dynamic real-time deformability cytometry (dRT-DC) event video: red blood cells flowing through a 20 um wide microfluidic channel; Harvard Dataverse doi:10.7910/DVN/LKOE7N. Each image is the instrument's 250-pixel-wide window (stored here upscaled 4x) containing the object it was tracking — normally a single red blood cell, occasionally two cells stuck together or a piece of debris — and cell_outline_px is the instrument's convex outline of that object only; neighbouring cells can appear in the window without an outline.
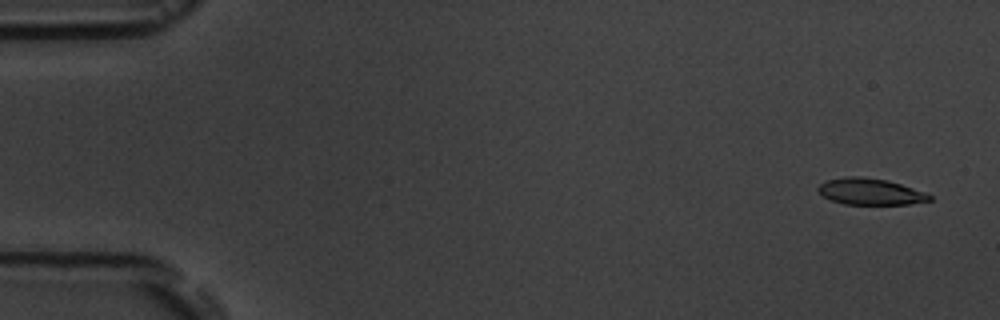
{"species": "common noctule bat (a hibernating species)", "species_latin": "Nyctalus noctula", "temperature_condition": "room temperature", "stored_images_in_passage": 13, "camera_frame_rate_fps": 3000, "um_per_image_px": 0.085, "animal": {"sex": "male", "body_mass_g": 19.5, "forearm_length_mm": 54.6}, "frame": {"image": 1, "passage_image": 1, "time_ms": 0.0, "image_size_px": [1000, 320], "cell_outline_px": [[932, 200], [908, 204], [844, 204], [832, 200], [824, 196], [816, 188], [824, 180], [848, 176], [860, 176], [888, 180], [924, 192], [932, 196]], "centroid_in_image_um": [73.95, 16.28], "position_along_channel_um": 11.0, "area_um2": 17.05}}
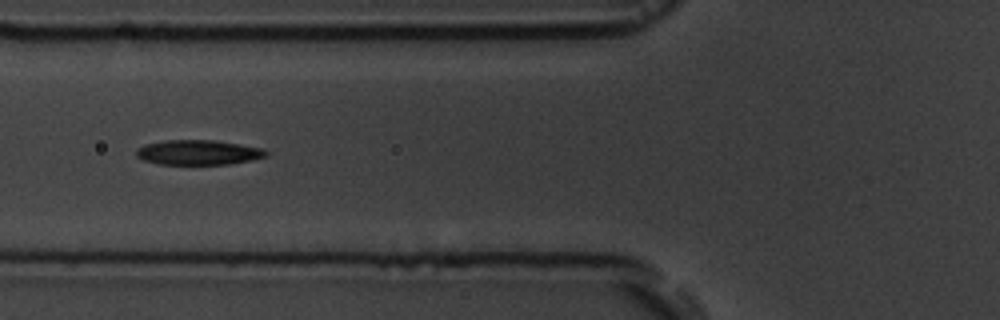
{"frame": {"image": 2, "passage_image": 6, "time_ms": 6.333, "image_size_px": [1000, 320], "cell_outline_px": [[268, 156], [252, 160], [228, 164], [160, 164], [144, 160], [136, 156], [136, 148], [144, 144], [164, 140], [212, 140], [240, 144], [264, 148], [268, 152]], "centroid_in_image_um": [16.86, 12.95], "position_along_channel_um": 108.9, "area_um2": 18.9}}
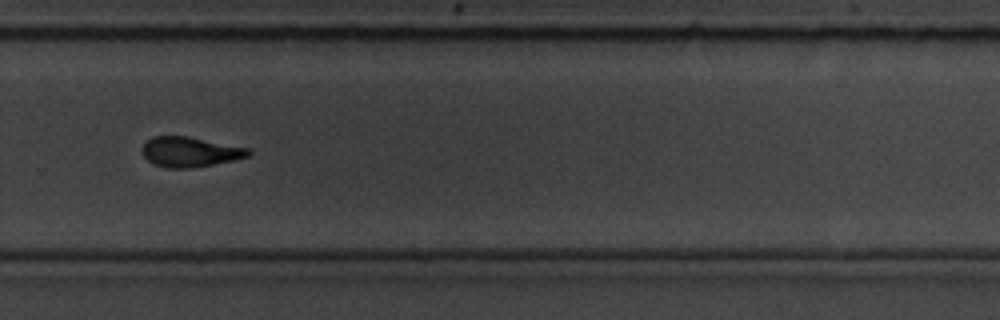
{"frame": {"image": 3, "passage_image": 11, "time_ms": 12.0, "image_size_px": [1000, 320], "cell_outline_px": [[252, 152], [248, 156], [232, 160], [192, 168], [168, 168], [156, 164], [148, 160], [144, 156], [144, 144], [152, 136], [188, 136], [248, 148]], "centroid_in_image_um": [16.16, 12.9], "position_along_channel_um": 313.6, "area_um2": 18.21}, "authors_computed_cell_mechanics": {"area_um2": 18.7272, "velocity_mm_per_s": 3.6205, "shape_relaxation_time_tau1_ms": 3.1687, "shape_relaxation_time_tau2_ms": 2.26, "deformation_change_tau1": 0.1415, "deformation_change_tau2": 0.0929}}